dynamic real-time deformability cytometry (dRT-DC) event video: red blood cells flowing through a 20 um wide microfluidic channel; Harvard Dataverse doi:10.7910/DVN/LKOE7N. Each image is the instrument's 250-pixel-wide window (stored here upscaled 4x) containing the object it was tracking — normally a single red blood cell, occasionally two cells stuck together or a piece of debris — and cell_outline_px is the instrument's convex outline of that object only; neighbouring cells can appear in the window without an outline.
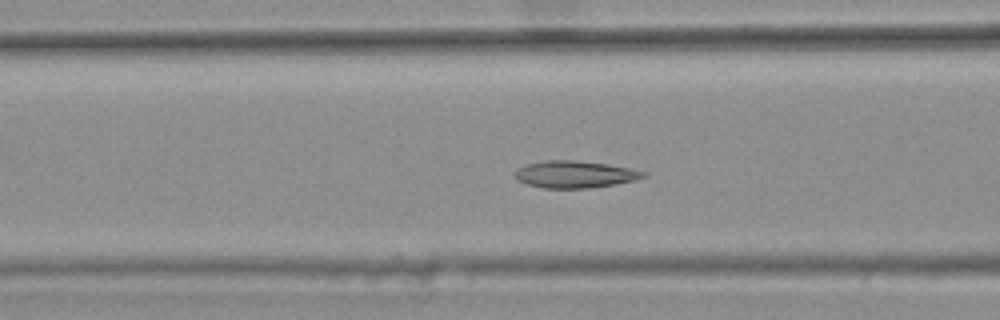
{"species": "common noctule bat (a hibernating species)", "species_latin": "Nyctalus noctula", "temperature_condition": "warm", "stored_images_in_passage": 43, "camera_frame_rate_fps": 3000, "um_per_image_px": 0.085, "animal": {"sex": "female", "body_mass_g": 25.1}, "frame": {"image": 1, "passage_image": 17, "time_ms": 5.333, "image_size_px": [1000, 320], "cell_outline_px": [[648, 172], [644, 176], [636, 180], [616, 184], [588, 188], [544, 188], [524, 184], [516, 180], [516, 168], [524, 164], [544, 160], [576, 160], [632, 168]], "centroid_in_image_um": [48.83, 14.82], "position_along_channel_um": 117.8, "area_um2": 20.4}}
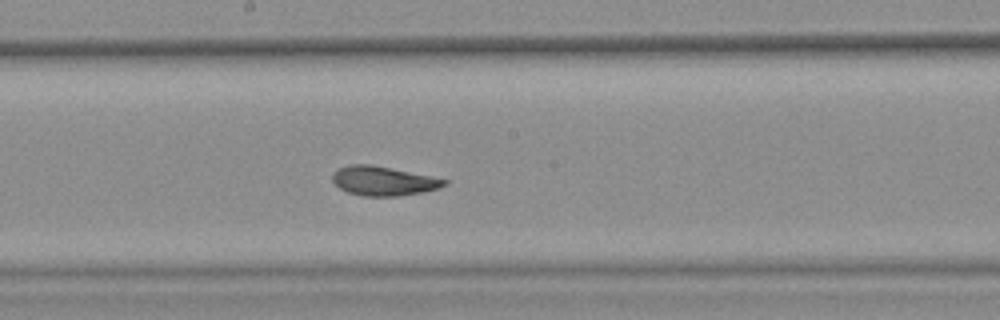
{"frame": {"image": 2, "passage_image": 25, "time_ms": 8.0, "image_size_px": [1000, 320], "cell_outline_px": [[448, 184], [440, 188], [400, 196], [360, 196], [348, 192], [340, 188], [332, 180], [332, 172], [348, 164], [372, 164], [392, 168], [448, 180]], "centroid_in_image_um": [32.56, 15.38], "position_along_channel_um": 215.6, "area_um2": 19.07}}
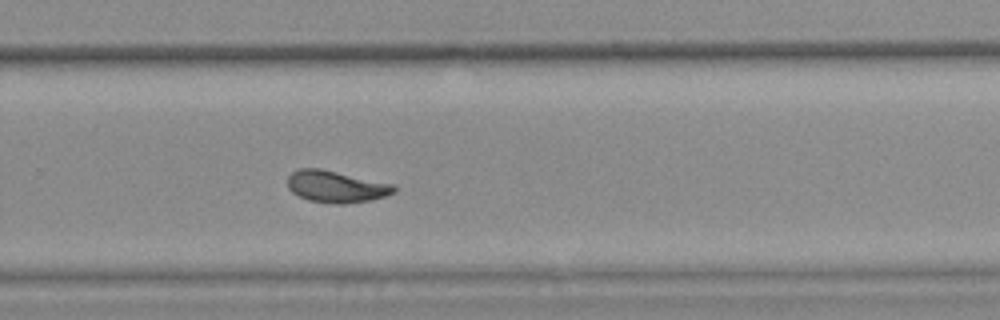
{"frame": {"image": 3, "passage_image": 32, "time_ms": 10.333, "image_size_px": [1000, 320], "cell_outline_px": [[396, 192], [388, 196], [368, 200], [344, 204], [332, 204], [308, 200], [292, 192], [288, 188], [288, 176], [292, 172], [300, 168], [320, 168], [392, 184], [396, 188]], "centroid_in_image_um": [28.56, 15.87], "position_along_channel_um": 301.2, "area_um2": 19.65}, "authors_computed_cell_mechanics": {"area_um2": 19.652, "velocity_mm_per_s": 3.681, "shape_relaxation_time_tau1_ms": 5.0744, "shape_relaxation_time_tau2_ms": 1.5723, "deformation_change_tau1": 0.1689, "deformation_change_tau2": 0.0824}}